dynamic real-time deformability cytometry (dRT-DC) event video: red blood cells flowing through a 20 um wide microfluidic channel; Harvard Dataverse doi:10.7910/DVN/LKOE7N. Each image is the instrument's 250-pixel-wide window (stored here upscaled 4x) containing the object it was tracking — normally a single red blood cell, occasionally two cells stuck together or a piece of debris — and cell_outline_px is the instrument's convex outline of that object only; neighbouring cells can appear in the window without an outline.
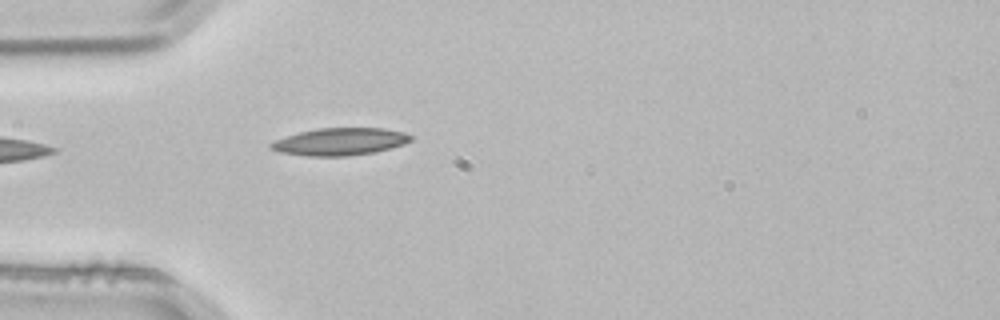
{"species": "common noctule bat (a hibernating species)", "species_latin": "Nyctalus noctula", "temperature_condition": "room temperature", "stored_images_in_passage": 3, "camera_frame_rate_fps": 3000, "um_per_image_px": 0.085, "animal": {"sex": "male", "body_mass_g": 21.5, "forearm_length_mm": 52.0}, "frame": {"image": 1, "passage_image": 3, "time_ms": 0.667, "image_size_px": [1000, 320], "cell_outline_px": [[412, 140], [404, 144], [376, 152], [348, 156], [308, 156], [280, 152], [268, 148], [268, 144], [276, 140], [300, 132], [316, 128], [384, 128], [404, 132], [412, 136]], "centroid_in_image_um": [28.91, 12.04], "position_along_channel_um": 56.1, "area_um2": 22.31}}